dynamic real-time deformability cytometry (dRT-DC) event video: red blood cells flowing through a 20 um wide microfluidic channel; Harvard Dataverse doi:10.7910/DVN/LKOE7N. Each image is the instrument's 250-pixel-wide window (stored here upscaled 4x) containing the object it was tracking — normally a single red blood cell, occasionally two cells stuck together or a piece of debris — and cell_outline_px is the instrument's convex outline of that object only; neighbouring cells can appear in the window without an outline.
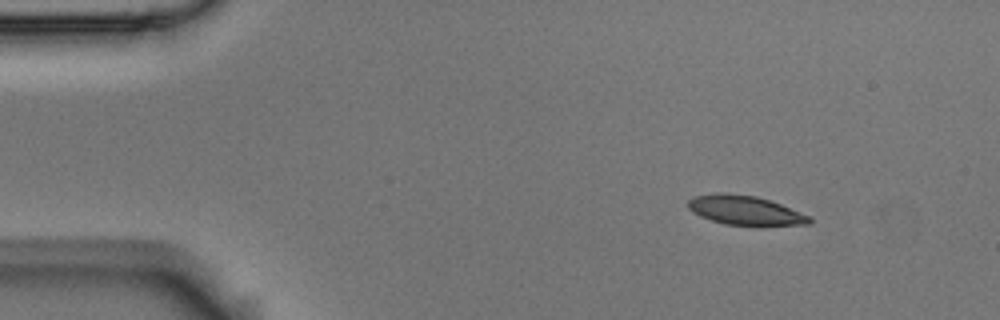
{"species": "Egyptian fruit bat (a non-hibernating species)", "species_latin": "Rousettus aegyptiacus", "temperature_condition": "room temperature", "stored_images_in_passage": 6, "camera_frame_rate_fps": 3000, "um_per_image_px": 0.085, "animal": {"sex": "male"}, "frame": {"image": 1, "passage_image": 1, "time_ms": 0.0, "image_size_px": [1000, 320], "cell_outline_px": [[812, 224], [724, 224], [700, 216], [692, 212], [688, 208], [688, 200], [692, 196], [716, 192], [724, 192], [756, 196], [780, 204], [812, 216]], "centroid_in_image_um": [63.29, 17.84], "position_along_channel_um": 21.7, "area_um2": 20.46}}
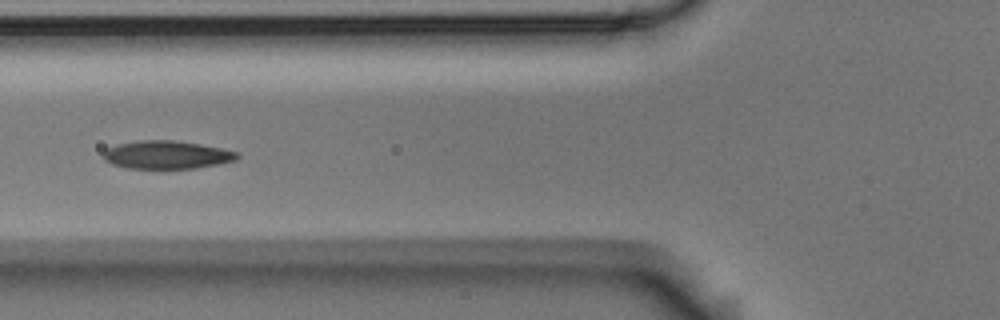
{"frame": {"image": 2, "passage_image": 5, "time_ms": 1.333, "image_size_px": [1000, 320], "cell_outline_px": [[240, 156], [236, 160], [196, 168], [128, 168], [112, 164], [104, 160], [104, 152], [108, 148], [116, 144], [140, 140], [172, 140], [200, 144], [224, 148], [240, 152]], "centroid_in_image_um": [14.21, 13.15], "position_along_channel_um": 111.6, "area_um2": 21.91}}
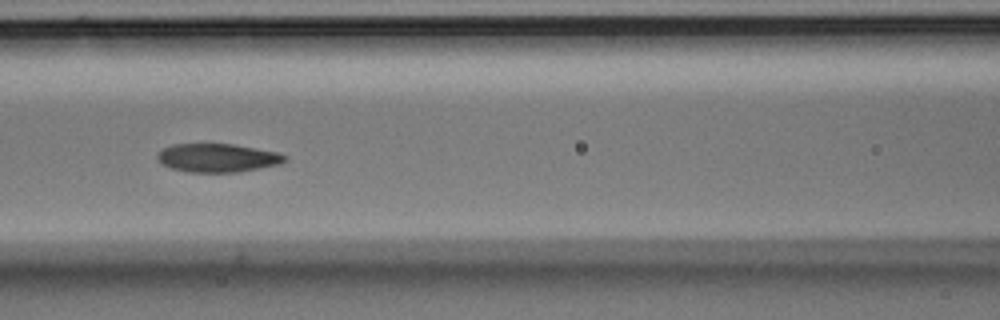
{"frame": {"image": 3, "passage_image": 6, "time_ms": 1.667, "image_size_px": [1000, 320], "cell_outline_px": [[288, 160], [280, 164], [236, 172], [188, 172], [172, 168], [164, 164], [156, 156], [164, 148], [172, 144], [232, 144], [276, 152], [288, 156]], "centroid_in_image_um": [18.52, 13.42], "position_along_channel_um": 148.1, "area_um2": 20.87}}